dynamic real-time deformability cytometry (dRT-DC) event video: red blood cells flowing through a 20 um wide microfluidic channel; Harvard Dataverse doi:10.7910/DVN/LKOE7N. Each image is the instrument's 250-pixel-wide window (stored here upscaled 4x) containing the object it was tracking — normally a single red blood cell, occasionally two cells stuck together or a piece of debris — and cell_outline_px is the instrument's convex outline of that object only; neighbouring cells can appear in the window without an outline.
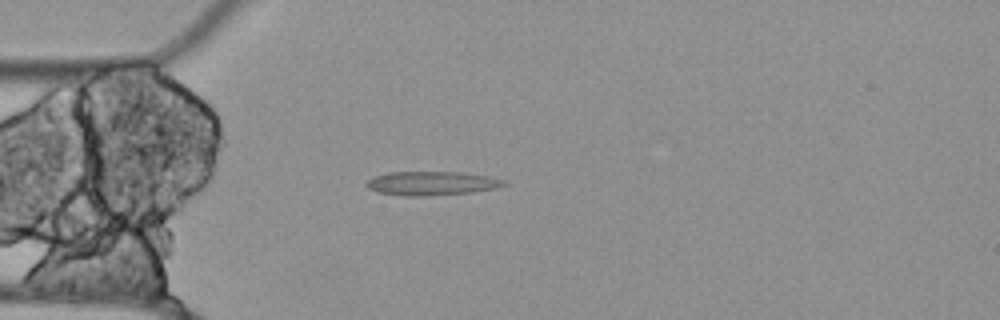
{"species": "Egyptian fruit bat (a non-hibernating species)", "species_latin": "Rousettus aegyptiacus", "temperature_condition": "cold", "stored_images_in_passage": 52, "camera_frame_rate_fps": 3000, "um_per_image_px": 0.085, "animal": {"sex": "female"}, "frame": {"image": 1, "passage_image": 14, "time_ms": 4.333, "image_size_px": [1000, 320], "cell_outline_px": [[508, 184], [496, 188], [472, 192], [424, 196], [404, 196], [376, 192], [368, 188], [364, 184], [372, 176], [388, 172], [460, 172], [488, 176], [508, 180]], "centroid_in_image_um": [36.68, 15.58], "position_along_channel_um": 48.3, "area_um2": 19.36}}
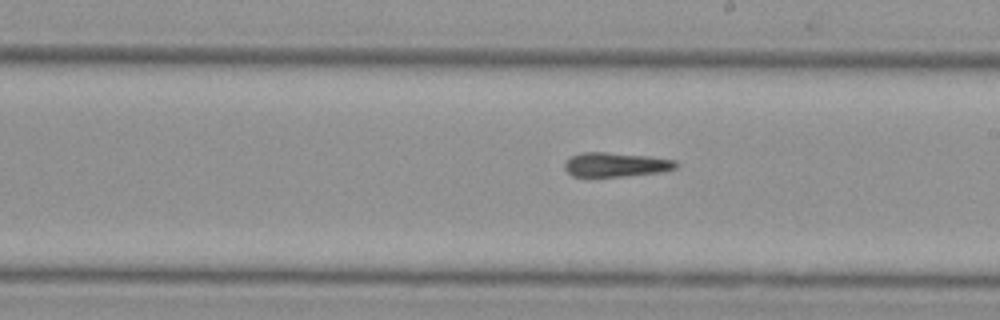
{"frame": {"image": 2, "passage_image": 30, "time_ms": 9.667, "image_size_px": [1000, 320], "cell_outline_px": [[680, 164], [676, 168], [664, 172], [620, 176], [572, 176], [564, 168], [564, 164], [572, 156], [584, 152], [604, 152], [652, 156], [676, 160]], "centroid_in_image_um": [52.42, 13.99], "position_along_channel_um": 236.6, "area_um2": 15.78}}
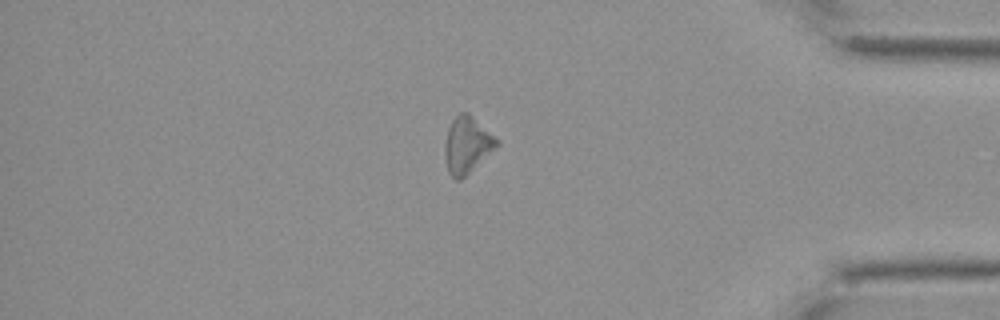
{"frame": {"image": 3, "passage_image": 46, "time_ms": 15.0, "image_size_px": [1000, 320], "cell_outline_px": [[500, 144], [460, 180], [456, 180], [448, 172], [444, 156], [444, 144], [448, 128], [452, 120], [460, 112], [468, 112], [496, 136], [500, 140]], "centroid_in_image_um": [39.7, 12.3], "position_along_channel_um": 395.5, "area_um2": 17.17}, "authors_computed_cell_mechanics": {"area_um2": 16.9643, "velocity_mm_per_s": 3.5267, "shape_relaxation_time_tau1_ms": null, "shape_relaxation_time_tau2_ms": 4.1838, "deformation_change_tau1": null, "deformation_change_tau2": 0.1447}}